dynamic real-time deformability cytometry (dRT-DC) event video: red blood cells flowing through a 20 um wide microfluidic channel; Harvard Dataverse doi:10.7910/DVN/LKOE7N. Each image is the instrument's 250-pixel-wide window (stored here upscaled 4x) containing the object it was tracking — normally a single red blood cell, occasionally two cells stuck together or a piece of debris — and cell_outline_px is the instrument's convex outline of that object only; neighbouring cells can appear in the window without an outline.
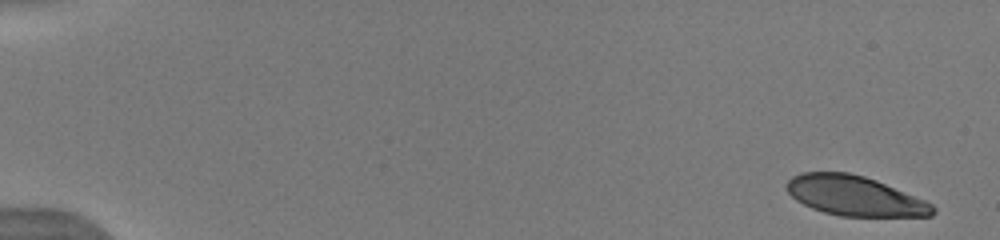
{"species": "human", "species_latin": "Homo sapiens", "temperature_condition": "warm", "stored_images_in_passage": 13, "camera_frame_rate_fps": 3000, "um_per_image_px": 0.085, "donor": {"sex": "male"}, "frame": {"image": 1, "passage_image": 1, "time_ms": 0.0, "image_size_px": [1000, 240], "cell_outline_px": [[936, 212], [932, 216], [840, 216], [824, 212], [812, 208], [796, 200], [784, 188], [784, 184], [792, 176], [800, 172], [848, 172], [864, 176], [876, 180], [924, 200], [932, 204], [936, 208]], "centroid_in_image_um": [72.61, 16.64], "position_along_channel_um": 12.4, "area_um2": 33.93}}
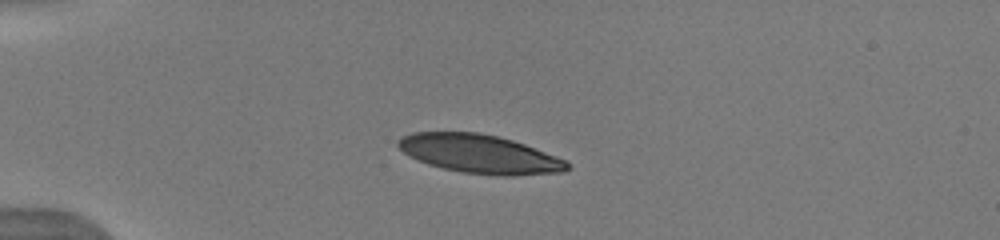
{"frame": {"image": 2, "passage_image": 6, "time_ms": 4.0, "image_size_px": [1000, 240], "cell_outline_px": [[568, 168], [564, 172], [512, 176], [496, 176], [460, 172], [428, 164], [404, 152], [396, 144], [396, 140], [412, 132], [476, 132], [496, 136], [512, 140], [524, 144], [568, 160]], "centroid_in_image_um": [40.8, 13.09], "position_along_channel_um": 44.2, "area_um2": 37.97}}
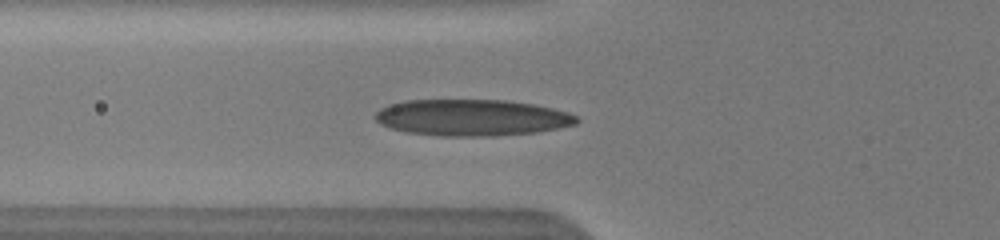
{"frame": {"image": 3, "passage_image": 9, "time_ms": 6.0, "image_size_px": [1000, 240], "cell_outline_px": [[580, 120], [576, 124], [536, 132], [496, 136], [444, 136], [408, 132], [392, 128], [380, 124], [372, 116], [380, 108], [388, 104], [404, 100], [508, 100], [532, 104], [552, 108], [568, 112], [576, 116]], "centroid_in_image_um": [40.08, 9.99], "position_along_channel_um": 85.7, "area_um2": 42.83}}